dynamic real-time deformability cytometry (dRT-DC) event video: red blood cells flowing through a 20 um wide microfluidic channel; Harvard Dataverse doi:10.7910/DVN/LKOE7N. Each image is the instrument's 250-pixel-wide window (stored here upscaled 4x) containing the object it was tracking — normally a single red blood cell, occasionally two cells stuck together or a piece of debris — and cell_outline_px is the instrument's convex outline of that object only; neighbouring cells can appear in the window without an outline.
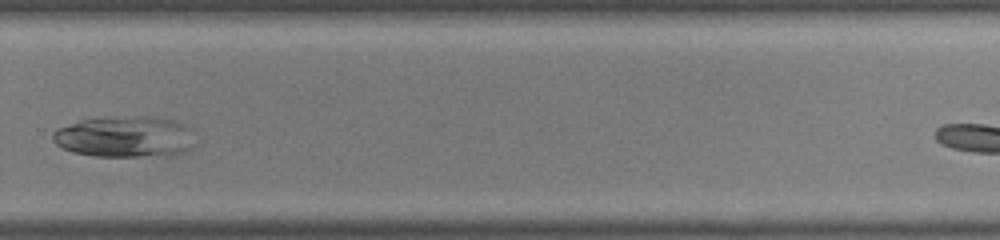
{"species": "common noctule bat (a hibernating species)", "species_latin": "Nyctalus noctula", "temperature_condition": "warm", "stored_images_in_passage": 27, "camera_frame_rate_fps": 3000, "um_per_image_px": 0.085, "animal": {"sex": "male", "body_mass_g": 19.0, "forearm_length_mm": 50.8}, "frame": {"image": 1, "passage_image": 20, "time_ms": 6.333, "image_size_px": [1000, 240], "cell_outline_px": [[192, 148], [184, 152], [164, 156], [92, 156], [72, 152], [56, 144], [52, 140], [52, 132], [56, 128], [80, 120], [132, 116], [148, 116], [176, 120], [192, 128]], "centroid_in_image_um": [10.63, 11.63], "position_along_channel_um": 319.2, "area_um2": 34.33}}